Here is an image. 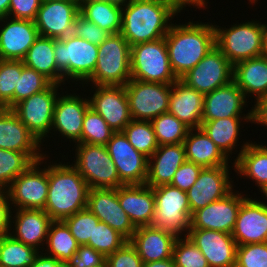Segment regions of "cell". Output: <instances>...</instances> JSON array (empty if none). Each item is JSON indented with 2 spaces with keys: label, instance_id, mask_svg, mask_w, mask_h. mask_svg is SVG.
<instances>
[{
  "label": "cell",
  "instance_id": "cell-1",
  "mask_svg": "<svg viewBox=\"0 0 267 267\" xmlns=\"http://www.w3.org/2000/svg\"><path fill=\"white\" fill-rule=\"evenodd\" d=\"M172 24L165 36L171 68L180 79L216 46L214 23Z\"/></svg>",
  "mask_w": 267,
  "mask_h": 267
},
{
  "label": "cell",
  "instance_id": "cell-2",
  "mask_svg": "<svg viewBox=\"0 0 267 267\" xmlns=\"http://www.w3.org/2000/svg\"><path fill=\"white\" fill-rule=\"evenodd\" d=\"M67 162L48 164V196L44 211L52 221H63L87 207L89 185Z\"/></svg>",
  "mask_w": 267,
  "mask_h": 267
},
{
  "label": "cell",
  "instance_id": "cell-3",
  "mask_svg": "<svg viewBox=\"0 0 267 267\" xmlns=\"http://www.w3.org/2000/svg\"><path fill=\"white\" fill-rule=\"evenodd\" d=\"M178 12L160 0H132L122 7L121 34L130 46L164 38Z\"/></svg>",
  "mask_w": 267,
  "mask_h": 267
},
{
  "label": "cell",
  "instance_id": "cell-4",
  "mask_svg": "<svg viewBox=\"0 0 267 267\" xmlns=\"http://www.w3.org/2000/svg\"><path fill=\"white\" fill-rule=\"evenodd\" d=\"M54 56L57 68L63 74V85L67 84L66 80L68 84L71 80L72 83L78 81L83 85L95 70L98 45L69 34L64 38L54 39Z\"/></svg>",
  "mask_w": 267,
  "mask_h": 267
},
{
  "label": "cell",
  "instance_id": "cell-5",
  "mask_svg": "<svg viewBox=\"0 0 267 267\" xmlns=\"http://www.w3.org/2000/svg\"><path fill=\"white\" fill-rule=\"evenodd\" d=\"M130 54L131 46L122 34H110L98 45L95 70L84 85L125 86L131 80Z\"/></svg>",
  "mask_w": 267,
  "mask_h": 267
},
{
  "label": "cell",
  "instance_id": "cell-6",
  "mask_svg": "<svg viewBox=\"0 0 267 267\" xmlns=\"http://www.w3.org/2000/svg\"><path fill=\"white\" fill-rule=\"evenodd\" d=\"M153 192L155 212L150 226L177 237L187 236L191 219L187 192L170 184L153 187Z\"/></svg>",
  "mask_w": 267,
  "mask_h": 267
},
{
  "label": "cell",
  "instance_id": "cell-7",
  "mask_svg": "<svg viewBox=\"0 0 267 267\" xmlns=\"http://www.w3.org/2000/svg\"><path fill=\"white\" fill-rule=\"evenodd\" d=\"M131 79L173 84L175 76L168 56L165 37L131 46Z\"/></svg>",
  "mask_w": 267,
  "mask_h": 267
},
{
  "label": "cell",
  "instance_id": "cell-8",
  "mask_svg": "<svg viewBox=\"0 0 267 267\" xmlns=\"http://www.w3.org/2000/svg\"><path fill=\"white\" fill-rule=\"evenodd\" d=\"M261 23L259 20H247L233 23L229 28L214 24L216 46L233 65L263 56Z\"/></svg>",
  "mask_w": 267,
  "mask_h": 267
},
{
  "label": "cell",
  "instance_id": "cell-9",
  "mask_svg": "<svg viewBox=\"0 0 267 267\" xmlns=\"http://www.w3.org/2000/svg\"><path fill=\"white\" fill-rule=\"evenodd\" d=\"M74 146L76 160L74 159L72 165L85 179L90 189H116L124 185L119 179L116 166L106 146L86 143H77Z\"/></svg>",
  "mask_w": 267,
  "mask_h": 267
},
{
  "label": "cell",
  "instance_id": "cell-10",
  "mask_svg": "<svg viewBox=\"0 0 267 267\" xmlns=\"http://www.w3.org/2000/svg\"><path fill=\"white\" fill-rule=\"evenodd\" d=\"M47 154L17 176L5 190L14 209L44 210L48 196ZM46 162H45V161ZM44 168H40L42 164Z\"/></svg>",
  "mask_w": 267,
  "mask_h": 267
},
{
  "label": "cell",
  "instance_id": "cell-11",
  "mask_svg": "<svg viewBox=\"0 0 267 267\" xmlns=\"http://www.w3.org/2000/svg\"><path fill=\"white\" fill-rule=\"evenodd\" d=\"M58 89H61L60 92L64 90L61 85L52 83L47 89L31 95L12 108L19 120L41 144L47 141L44 140L45 137H53L49 136V133L53 124L55 104L60 95Z\"/></svg>",
  "mask_w": 267,
  "mask_h": 267
},
{
  "label": "cell",
  "instance_id": "cell-12",
  "mask_svg": "<svg viewBox=\"0 0 267 267\" xmlns=\"http://www.w3.org/2000/svg\"><path fill=\"white\" fill-rule=\"evenodd\" d=\"M172 84L131 79L125 85L132 120L151 121L168 112Z\"/></svg>",
  "mask_w": 267,
  "mask_h": 267
},
{
  "label": "cell",
  "instance_id": "cell-13",
  "mask_svg": "<svg viewBox=\"0 0 267 267\" xmlns=\"http://www.w3.org/2000/svg\"><path fill=\"white\" fill-rule=\"evenodd\" d=\"M180 80L205 95L233 81V64L215 46Z\"/></svg>",
  "mask_w": 267,
  "mask_h": 267
},
{
  "label": "cell",
  "instance_id": "cell-14",
  "mask_svg": "<svg viewBox=\"0 0 267 267\" xmlns=\"http://www.w3.org/2000/svg\"><path fill=\"white\" fill-rule=\"evenodd\" d=\"M105 146L124 185L146 183L148 157L137 151L123 132H115Z\"/></svg>",
  "mask_w": 267,
  "mask_h": 267
},
{
  "label": "cell",
  "instance_id": "cell-15",
  "mask_svg": "<svg viewBox=\"0 0 267 267\" xmlns=\"http://www.w3.org/2000/svg\"><path fill=\"white\" fill-rule=\"evenodd\" d=\"M238 192V193H237ZM247 193L232 190L224 198L191 214L190 229H207L232 234L242 201Z\"/></svg>",
  "mask_w": 267,
  "mask_h": 267
},
{
  "label": "cell",
  "instance_id": "cell-16",
  "mask_svg": "<svg viewBox=\"0 0 267 267\" xmlns=\"http://www.w3.org/2000/svg\"><path fill=\"white\" fill-rule=\"evenodd\" d=\"M79 14L80 0L43 1L34 22L39 36L61 39L73 34Z\"/></svg>",
  "mask_w": 267,
  "mask_h": 267
},
{
  "label": "cell",
  "instance_id": "cell-17",
  "mask_svg": "<svg viewBox=\"0 0 267 267\" xmlns=\"http://www.w3.org/2000/svg\"><path fill=\"white\" fill-rule=\"evenodd\" d=\"M88 96L90 107L115 131L122 132L132 120L125 86L95 85Z\"/></svg>",
  "mask_w": 267,
  "mask_h": 267
},
{
  "label": "cell",
  "instance_id": "cell-18",
  "mask_svg": "<svg viewBox=\"0 0 267 267\" xmlns=\"http://www.w3.org/2000/svg\"><path fill=\"white\" fill-rule=\"evenodd\" d=\"M230 168V166L202 168L195 184L187 191L191 214L224 198L234 189Z\"/></svg>",
  "mask_w": 267,
  "mask_h": 267
},
{
  "label": "cell",
  "instance_id": "cell-19",
  "mask_svg": "<svg viewBox=\"0 0 267 267\" xmlns=\"http://www.w3.org/2000/svg\"><path fill=\"white\" fill-rule=\"evenodd\" d=\"M67 93V94H66ZM62 92L57 98L54 114L53 124L50 134H61L64 140L69 139V142L81 143L82 124L84 115L90 108L89 98L77 93ZM78 96H77V95ZM72 139V140H71Z\"/></svg>",
  "mask_w": 267,
  "mask_h": 267
},
{
  "label": "cell",
  "instance_id": "cell-20",
  "mask_svg": "<svg viewBox=\"0 0 267 267\" xmlns=\"http://www.w3.org/2000/svg\"><path fill=\"white\" fill-rule=\"evenodd\" d=\"M100 221L108 224L129 240L136 227L121 208L118 199V188H92L88 193L87 207Z\"/></svg>",
  "mask_w": 267,
  "mask_h": 267
},
{
  "label": "cell",
  "instance_id": "cell-21",
  "mask_svg": "<svg viewBox=\"0 0 267 267\" xmlns=\"http://www.w3.org/2000/svg\"><path fill=\"white\" fill-rule=\"evenodd\" d=\"M41 145L12 109L0 107V149L25 153L36 162L46 155Z\"/></svg>",
  "mask_w": 267,
  "mask_h": 267
},
{
  "label": "cell",
  "instance_id": "cell-22",
  "mask_svg": "<svg viewBox=\"0 0 267 267\" xmlns=\"http://www.w3.org/2000/svg\"><path fill=\"white\" fill-rule=\"evenodd\" d=\"M187 237L199 248L209 267H235L237 243L222 231L190 229Z\"/></svg>",
  "mask_w": 267,
  "mask_h": 267
},
{
  "label": "cell",
  "instance_id": "cell-23",
  "mask_svg": "<svg viewBox=\"0 0 267 267\" xmlns=\"http://www.w3.org/2000/svg\"><path fill=\"white\" fill-rule=\"evenodd\" d=\"M0 59L22 60L38 38L33 20L0 18Z\"/></svg>",
  "mask_w": 267,
  "mask_h": 267
},
{
  "label": "cell",
  "instance_id": "cell-24",
  "mask_svg": "<svg viewBox=\"0 0 267 267\" xmlns=\"http://www.w3.org/2000/svg\"><path fill=\"white\" fill-rule=\"evenodd\" d=\"M247 103L242 90L232 81L226 86L204 95L202 121L230 117H253V108L246 114L242 111L248 106Z\"/></svg>",
  "mask_w": 267,
  "mask_h": 267
},
{
  "label": "cell",
  "instance_id": "cell-25",
  "mask_svg": "<svg viewBox=\"0 0 267 267\" xmlns=\"http://www.w3.org/2000/svg\"><path fill=\"white\" fill-rule=\"evenodd\" d=\"M12 211L10 235L35 249H43L42 252H44L48 229L52 222L50 216L41 209H13Z\"/></svg>",
  "mask_w": 267,
  "mask_h": 267
},
{
  "label": "cell",
  "instance_id": "cell-26",
  "mask_svg": "<svg viewBox=\"0 0 267 267\" xmlns=\"http://www.w3.org/2000/svg\"><path fill=\"white\" fill-rule=\"evenodd\" d=\"M255 199L242 201L232 232L237 245L267 242V208Z\"/></svg>",
  "mask_w": 267,
  "mask_h": 267
},
{
  "label": "cell",
  "instance_id": "cell-27",
  "mask_svg": "<svg viewBox=\"0 0 267 267\" xmlns=\"http://www.w3.org/2000/svg\"><path fill=\"white\" fill-rule=\"evenodd\" d=\"M176 238L173 233L147 225L136 227L128 241L143 263H148L172 258Z\"/></svg>",
  "mask_w": 267,
  "mask_h": 267
},
{
  "label": "cell",
  "instance_id": "cell-28",
  "mask_svg": "<svg viewBox=\"0 0 267 267\" xmlns=\"http://www.w3.org/2000/svg\"><path fill=\"white\" fill-rule=\"evenodd\" d=\"M183 143L159 145L148 158L146 185L158 187L171 183L177 169L186 161Z\"/></svg>",
  "mask_w": 267,
  "mask_h": 267
},
{
  "label": "cell",
  "instance_id": "cell-29",
  "mask_svg": "<svg viewBox=\"0 0 267 267\" xmlns=\"http://www.w3.org/2000/svg\"><path fill=\"white\" fill-rule=\"evenodd\" d=\"M204 95L180 79L171 85L168 112L190 129L201 128Z\"/></svg>",
  "mask_w": 267,
  "mask_h": 267
},
{
  "label": "cell",
  "instance_id": "cell-30",
  "mask_svg": "<svg viewBox=\"0 0 267 267\" xmlns=\"http://www.w3.org/2000/svg\"><path fill=\"white\" fill-rule=\"evenodd\" d=\"M121 208L135 227L150 225L155 212L153 188L142 185H123L118 187Z\"/></svg>",
  "mask_w": 267,
  "mask_h": 267
},
{
  "label": "cell",
  "instance_id": "cell-31",
  "mask_svg": "<svg viewBox=\"0 0 267 267\" xmlns=\"http://www.w3.org/2000/svg\"><path fill=\"white\" fill-rule=\"evenodd\" d=\"M233 81L242 90L246 99L249 98V96L250 99L252 98L251 96L255 98V104L266 97L267 57L260 56L234 64Z\"/></svg>",
  "mask_w": 267,
  "mask_h": 267
},
{
  "label": "cell",
  "instance_id": "cell-32",
  "mask_svg": "<svg viewBox=\"0 0 267 267\" xmlns=\"http://www.w3.org/2000/svg\"><path fill=\"white\" fill-rule=\"evenodd\" d=\"M248 141V142H247ZM243 141L232 168L240 178L246 176L255 181L258 189L267 185V145L254 143L250 140Z\"/></svg>",
  "mask_w": 267,
  "mask_h": 267
},
{
  "label": "cell",
  "instance_id": "cell-33",
  "mask_svg": "<svg viewBox=\"0 0 267 267\" xmlns=\"http://www.w3.org/2000/svg\"><path fill=\"white\" fill-rule=\"evenodd\" d=\"M186 159L205 167L230 166V159L202 128L190 129L183 141Z\"/></svg>",
  "mask_w": 267,
  "mask_h": 267
},
{
  "label": "cell",
  "instance_id": "cell-34",
  "mask_svg": "<svg viewBox=\"0 0 267 267\" xmlns=\"http://www.w3.org/2000/svg\"><path fill=\"white\" fill-rule=\"evenodd\" d=\"M25 66L36 70L52 83L63 85V74L57 68L54 56V39L38 36L22 59Z\"/></svg>",
  "mask_w": 267,
  "mask_h": 267
},
{
  "label": "cell",
  "instance_id": "cell-35",
  "mask_svg": "<svg viewBox=\"0 0 267 267\" xmlns=\"http://www.w3.org/2000/svg\"><path fill=\"white\" fill-rule=\"evenodd\" d=\"M242 120L252 123L253 117H230L216 120L202 121L201 128L218 148L230 159L232 151L239 146ZM238 141V142H237ZM231 155V156H230Z\"/></svg>",
  "mask_w": 267,
  "mask_h": 267
},
{
  "label": "cell",
  "instance_id": "cell-36",
  "mask_svg": "<svg viewBox=\"0 0 267 267\" xmlns=\"http://www.w3.org/2000/svg\"><path fill=\"white\" fill-rule=\"evenodd\" d=\"M80 14L109 34L121 32V6L102 0H80Z\"/></svg>",
  "mask_w": 267,
  "mask_h": 267
},
{
  "label": "cell",
  "instance_id": "cell-37",
  "mask_svg": "<svg viewBox=\"0 0 267 267\" xmlns=\"http://www.w3.org/2000/svg\"><path fill=\"white\" fill-rule=\"evenodd\" d=\"M45 254L66 263L78 250L79 244L63 221H52L48 229Z\"/></svg>",
  "mask_w": 267,
  "mask_h": 267
},
{
  "label": "cell",
  "instance_id": "cell-38",
  "mask_svg": "<svg viewBox=\"0 0 267 267\" xmlns=\"http://www.w3.org/2000/svg\"><path fill=\"white\" fill-rule=\"evenodd\" d=\"M39 253L10 234L0 238V267H31Z\"/></svg>",
  "mask_w": 267,
  "mask_h": 267
},
{
  "label": "cell",
  "instance_id": "cell-39",
  "mask_svg": "<svg viewBox=\"0 0 267 267\" xmlns=\"http://www.w3.org/2000/svg\"><path fill=\"white\" fill-rule=\"evenodd\" d=\"M158 145L183 143L190 130L173 114L166 112L150 121Z\"/></svg>",
  "mask_w": 267,
  "mask_h": 267
},
{
  "label": "cell",
  "instance_id": "cell-40",
  "mask_svg": "<svg viewBox=\"0 0 267 267\" xmlns=\"http://www.w3.org/2000/svg\"><path fill=\"white\" fill-rule=\"evenodd\" d=\"M122 132L129 143L148 158L159 146L150 121L131 120Z\"/></svg>",
  "mask_w": 267,
  "mask_h": 267
},
{
  "label": "cell",
  "instance_id": "cell-41",
  "mask_svg": "<svg viewBox=\"0 0 267 267\" xmlns=\"http://www.w3.org/2000/svg\"><path fill=\"white\" fill-rule=\"evenodd\" d=\"M22 72V60L0 59V107H14V91Z\"/></svg>",
  "mask_w": 267,
  "mask_h": 267
},
{
  "label": "cell",
  "instance_id": "cell-42",
  "mask_svg": "<svg viewBox=\"0 0 267 267\" xmlns=\"http://www.w3.org/2000/svg\"><path fill=\"white\" fill-rule=\"evenodd\" d=\"M115 131L91 107L84 115L81 143L106 145Z\"/></svg>",
  "mask_w": 267,
  "mask_h": 267
},
{
  "label": "cell",
  "instance_id": "cell-43",
  "mask_svg": "<svg viewBox=\"0 0 267 267\" xmlns=\"http://www.w3.org/2000/svg\"><path fill=\"white\" fill-rule=\"evenodd\" d=\"M33 163L25 153L0 149V189L5 191Z\"/></svg>",
  "mask_w": 267,
  "mask_h": 267
},
{
  "label": "cell",
  "instance_id": "cell-44",
  "mask_svg": "<svg viewBox=\"0 0 267 267\" xmlns=\"http://www.w3.org/2000/svg\"><path fill=\"white\" fill-rule=\"evenodd\" d=\"M127 241L118 231L105 222L99 221L98 224H94L93 240H89L86 245L106 257L120 249Z\"/></svg>",
  "mask_w": 267,
  "mask_h": 267
},
{
  "label": "cell",
  "instance_id": "cell-45",
  "mask_svg": "<svg viewBox=\"0 0 267 267\" xmlns=\"http://www.w3.org/2000/svg\"><path fill=\"white\" fill-rule=\"evenodd\" d=\"M172 257L176 267H209L199 248L187 237H177Z\"/></svg>",
  "mask_w": 267,
  "mask_h": 267
},
{
  "label": "cell",
  "instance_id": "cell-46",
  "mask_svg": "<svg viewBox=\"0 0 267 267\" xmlns=\"http://www.w3.org/2000/svg\"><path fill=\"white\" fill-rule=\"evenodd\" d=\"M52 82L34 69L22 62V72L18 81V89L14 91V106L33 94L47 89Z\"/></svg>",
  "mask_w": 267,
  "mask_h": 267
},
{
  "label": "cell",
  "instance_id": "cell-47",
  "mask_svg": "<svg viewBox=\"0 0 267 267\" xmlns=\"http://www.w3.org/2000/svg\"><path fill=\"white\" fill-rule=\"evenodd\" d=\"M99 221L87 208L63 220L79 245H86L89 240H93L94 224Z\"/></svg>",
  "mask_w": 267,
  "mask_h": 267
},
{
  "label": "cell",
  "instance_id": "cell-48",
  "mask_svg": "<svg viewBox=\"0 0 267 267\" xmlns=\"http://www.w3.org/2000/svg\"><path fill=\"white\" fill-rule=\"evenodd\" d=\"M235 267H267V242L237 245Z\"/></svg>",
  "mask_w": 267,
  "mask_h": 267
},
{
  "label": "cell",
  "instance_id": "cell-49",
  "mask_svg": "<svg viewBox=\"0 0 267 267\" xmlns=\"http://www.w3.org/2000/svg\"><path fill=\"white\" fill-rule=\"evenodd\" d=\"M136 249L127 241L120 249L106 256V267H143Z\"/></svg>",
  "mask_w": 267,
  "mask_h": 267
},
{
  "label": "cell",
  "instance_id": "cell-50",
  "mask_svg": "<svg viewBox=\"0 0 267 267\" xmlns=\"http://www.w3.org/2000/svg\"><path fill=\"white\" fill-rule=\"evenodd\" d=\"M106 257L92 247L79 245L74 254L65 263V267H105Z\"/></svg>",
  "mask_w": 267,
  "mask_h": 267
},
{
  "label": "cell",
  "instance_id": "cell-51",
  "mask_svg": "<svg viewBox=\"0 0 267 267\" xmlns=\"http://www.w3.org/2000/svg\"><path fill=\"white\" fill-rule=\"evenodd\" d=\"M73 34L96 45H100L110 35L107 31L101 29L94 22L87 20L81 14L78 15L74 22Z\"/></svg>",
  "mask_w": 267,
  "mask_h": 267
},
{
  "label": "cell",
  "instance_id": "cell-52",
  "mask_svg": "<svg viewBox=\"0 0 267 267\" xmlns=\"http://www.w3.org/2000/svg\"><path fill=\"white\" fill-rule=\"evenodd\" d=\"M202 166L186 160L176 171L171 186L188 191L196 182Z\"/></svg>",
  "mask_w": 267,
  "mask_h": 267
},
{
  "label": "cell",
  "instance_id": "cell-53",
  "mask_svg": "<svg viewBox=\"0 0 267 267\" xmlns=\"http://www.w3.org/2000/svg\"><path fill=\"white\" fill-rule=\"evenodd\" d=\"M41 3L42 0H10L7 17L34 21Z\"/></svg>",
  "mask_w": 267,
  "mask_h": 267
},
{
  "label": "cell",
  "instance_id": "cell-54",
  "mask_svg": "<svg viewBox=\"0 0 267 267\" xmlns=\"http://www.w3.org/2000/svg\"><path fill=\"white\" fill-rule=\"evenodd\" d=\"M13 207L6 191L0 192V235L5 236L10 234L11 214Z\"/></svg>",
  "mask_w": 267,
  "mask_h": 267
},
{
  "label": "cell",
  "instance_id": "cell-55",
  "mask_svg": "<svg viewBox=\"0 0 267 267\" xmlns=\"http://www.w3.org/2000/svg\"><path fill=\"white\" fill-rule=\"evenodd\" d=\"M253 108V121L252 123H256L257 125L261 124V126H265L267 129V96L262 98L256 104H254Z\"/></svg>",
  "mask_w": 267,
  "mask_h": 267
},
{
  "label": "cell",
  "instance_id": "cell-56",
  "mask_svg": "<svg viewBox=\"0 0 267 267\" xmlns=\"http://www.w3.org/2000/svg\"><path fill=\"white\" fill-rule=\"evenodd\" d=\"M162 2L168 3L171 5L178 13H181L182 10H185V8L191 7L192 5L194 8H202L203 10L207 8V4H205L202 0H160ZM184 8V9H183Z\"/></svg>",
  "mask_w": 267,
  "mask_h": 267
},
{
  "label": "cell",
  "instance_id": "cell-57",
  "mask_svg": "<svg viewBox=\"0 0 267 267\" xmlns=\"http://www.w3.org/2000/svg\"><path fill=\"white\" fill-rule=\"evenodd\" d=\"M31 267H65V263L40 251Z\"/></svg>",
  "mask_w": 267,
  "mask_h": 267
},
{
  "label": "cell",
  "instance_id": "cell-58",
  "mask_svg": "<svg viewBox=\"0 0 267 267\" xmlns=\"http://www.w3.org/2000/svg\"><path fill=\"white\" fill-rule=\"evenodd\" d=\"M143 267H176L173 257L160 261L144 263Z\"/></svg>",
  "mask_w": 267,
  "mask_h": 267
},
{
  "label": "cell",
  "instance_id": "cell-59",
  "mask_svg": "<svg viewBox=\"0 0 267 267\" xmlns=\"http://www.w3.org/2000/svg\"><path fill=\"white\" fill-rule=\"evenodd\" d=\"M263 56L267 57V24H261Z\"/></svg>",
  "mask_w": 267,
  "mask_h": 267
},
{
  "label": "cell",
  "instance_id": "cell-60",
  "mask_svg": "<svg viewBox=\"0 0 267 267\" xmlns=\"http://www.w3.org/2000/svg\"><path fill=\"white\" fill-rule=\"evenodd\" d=\"M10 0H0V18L8 16Z\"/></svg>",
  "mask_w": 267,
  "mask_h": 267
},
{
  "label": "cell",
  "instance_id": "cell-61",
  "mask_svg": "<svg viewBox=\"0 0 267 267\" xmlns=\"http://www.w3.org/2000/svg\"><path fill=\"white\" fill-rule=\"evenodd\" d=\"M108 3H113L115 5L124 7L126 5H128L132 0H102Z\"/></svg>",
  "mask_w": 267,
  "mask_h": 267
},
{
  "label": "cell",
  "instance_id": "cell-62",
  "mask_svg": "<svg viewBox=\"0 0 267 267\" xmlns=\"http://www.w3.org/2000/svg\"><path fill=\"white\" fill-rule=\"evenodd\" d=\"M260 192L262 193V196H265L263 197V199L265 198V200H267V185L262 187L261 189H259ZM261 201L260 199L258 200L265 208H267V202L266 201Z\"/></svg>",
  "mask_w": 267,
  "mask_h": 267
},
{
  "label": "cell",
  "instance_id": "cell-63",
  "mask_svg": "<svg viewBox=\"0 0 267 267\" xmlns=\"http://www.w3.org/2000/svg\"><path fill=\"white\" fill-rule=\"evenodd\" d=\"M249 3L252 5L254 3V5H256V3L258 2V0H248Z\"/></svg>",
  "mask_w": 267,
  "mask_h": 267
},
{
  "label": "cell",
  "instance_id": "cell-64",
  "mask_svg": "<svg viewBox=\"0 0 267 267\" xmlns=\"http://www.w3.org/2000/svg\"><path fill=\"white\" fill-rule=\"evenodd\" d=\"M43 1H60V0H42V2H43Z\"/></svg>",
  "mask_w": 267,
  "mask_h": 267
},
{
  "label": "cell",
  "instance_id": "cell-65",
  "mask_svg": "<svg viewBox=\"0 0 267 267\" xmlns=\"http://www.w3.org/2000/svg\"><path fill=\"white\" fill-rule=\"evenodd\" d=\"M205 4L209 3L207 0H202ZM207 1V2H206Z\"/></svg>",
  "mask_w": 267,
  "mask_h": 267
}]
</instances>
